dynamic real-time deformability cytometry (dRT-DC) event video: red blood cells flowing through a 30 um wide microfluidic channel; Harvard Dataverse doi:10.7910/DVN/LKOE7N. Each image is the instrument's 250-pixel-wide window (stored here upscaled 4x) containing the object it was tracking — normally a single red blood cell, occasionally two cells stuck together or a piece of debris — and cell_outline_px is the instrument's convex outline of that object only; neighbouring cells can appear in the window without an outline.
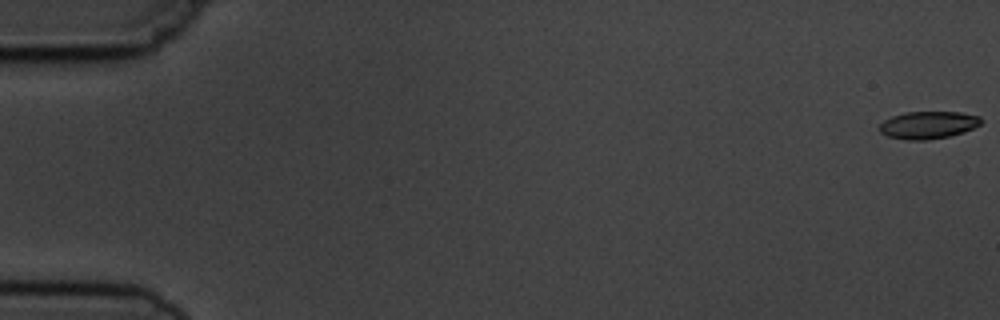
{"species": "common noctule bat (a hibernating species)", "species_latin": "Nyctalus noctula", "temperature_condition": "cold", "stored_images_in_passage": 7, "camera_frame_rate_fps": 3000, "um_per_image_px": 0.085, "animal": {"sex": "male", "body_mass_g": 19.5, "forearm_length_mm": 54.6}, "frame": {"image": 1, "passage_image": 1, "time_ms": 0.0, "image_size_px": [1000, 320], "cell_outline_px": [[984, 120], [980, 124], [964, 132], [948, 136], [928, 140], [908, 140], [888, 136], [880, 132], [880, 124], [884, 120], [892, 116], [904, 112], [960, 112], [980, 116]], "centroid_in_image_um": [78.91, 10.62], "position_along_channel_um": 6.1, "area_um2": 16.24}}
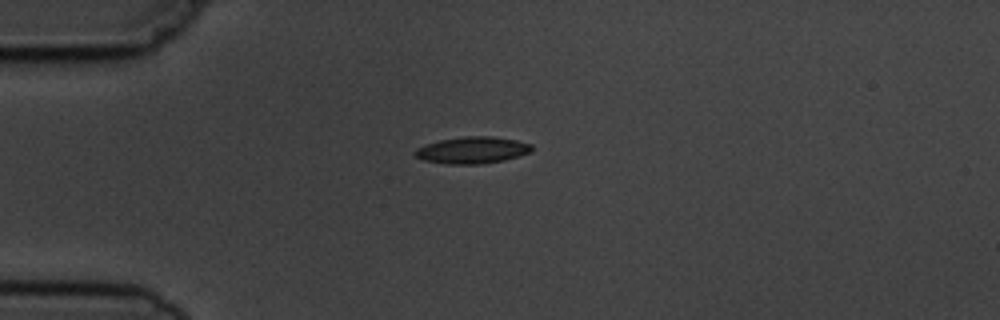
{"frame": {"image": 2, "passage_image": 5, "time_ms": 4.667, "image_size_px": [1000, 320], "cell_outline_px": [[532, 152], [504, 160], [480, 164], [448, 164], [424, 160], [416, 156], [412, 152], [416, 148], [440, 140], [464, 136], [492, 136], [516, 140], [532, 144]], "centroid_in_image_um": [40.16, 12.76], "position_along_channel_um": 44.8, "area_um2": 18.15}}
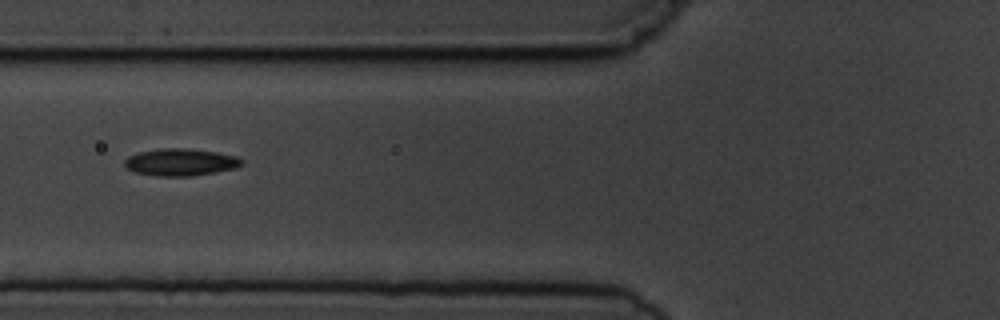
{"frame": {"image": 3, "passage_image": 7, "time_ms": 7.0, "image_size_px": [1000, 320], "cell_outline_px": [[244, 164], [236, 168], [192, 176], [156, 176], [136, 172], [128, 168], [124, 164], [124, 160], [128, 156], [140, 152], [160, 148], [184, 148], [216, 152], [236, 156], [244, 160]], "centroid_in_image_um": [15.37, 13.78], "position_along_channel_um": 110.4, "area_um2": 18.5}}